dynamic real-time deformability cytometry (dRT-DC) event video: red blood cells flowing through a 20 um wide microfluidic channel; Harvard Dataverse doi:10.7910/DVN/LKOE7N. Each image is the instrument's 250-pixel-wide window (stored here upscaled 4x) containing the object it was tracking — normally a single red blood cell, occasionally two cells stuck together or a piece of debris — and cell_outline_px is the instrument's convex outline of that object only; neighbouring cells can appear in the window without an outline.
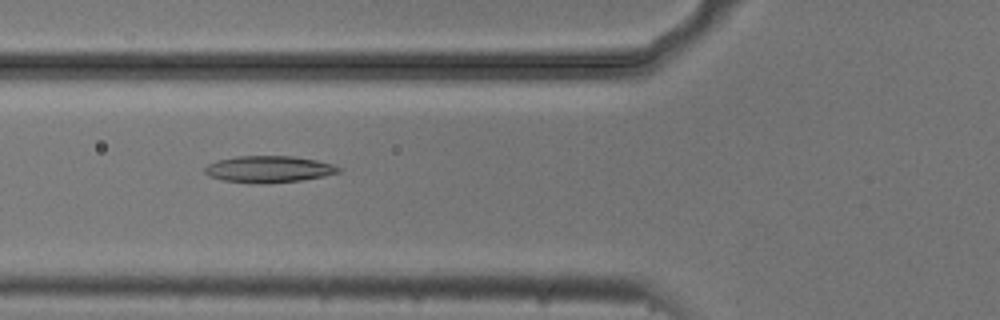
{"species": "common noctule bat (a hibernating species)", "species_latin": "Nyctalus noctula", "temperature_condition": "cold", "stored_images_in_passage": 54, "camera_frame_rate_fps": 3000, "um_per_image_px": 0.085, "animal": {"sex": "male", "body_mass_g": 20.5, "forearm_length_mm": 52.5}, "frame": {"image": 1, "passage_image": 20, "time_ms": 6.333, "image_size_px": [1000, 320], "cell_outline_px": [[340, 172], [324, 176], [300, 180], [260, 184], [224, 180], [208, 176], [204, 172], [204, 168], [208, 164], [216, 160], [236, 156], [292, 156], [316, 160], [336, 164], [340, 168]], "centroid_in_image_um": [22.84, 14.37], "position_along_channel_um": 103.0, "area_um2": 20.81}}
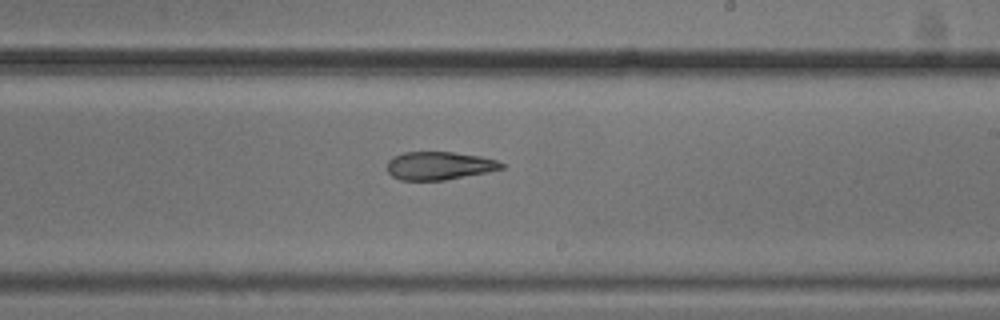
{"frame": {"image": 2, "passage_image": 32, "time_ms": 10.333, "image_size_px": [1000, 320], "cell_outline_px": [[504, 168], [488, 172], [444, 180], [400, 180], [392, 176], [388, 172], [388, 160], [392, 156], [404, 152], [452, 152], [480, 156], [496, 160], [504, 164]], "centroid_in_image_um": [37.32, 14.08], "position_along_channel_um": 251.7, "area_um2": 18.73}}
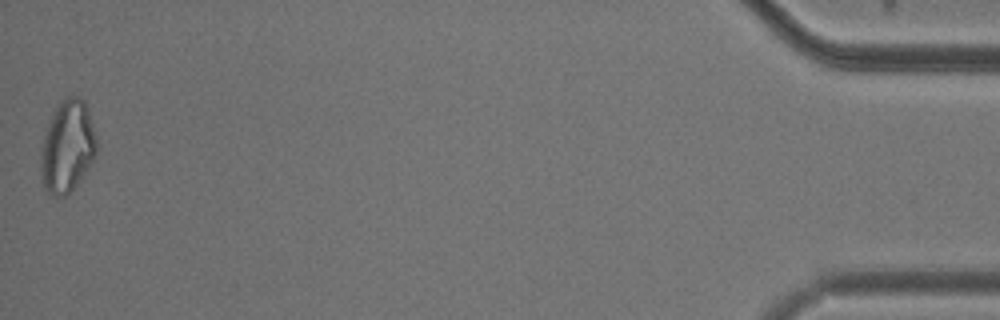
{"frame": {"image": 3, "passage_image": 54, "time_ms": 17.667, "image_size_px": [1000, 320], "cell_outline_px": [[96, 152], [88, 168], [68, 196], [52, 196], [44, 188], [40, 168], [40, 156], [44, 136], [48, 120], [56, 108], [68, 96], [80, 96], [84, 100], [88, 108], [96, 136]], "centroid_in_image_um": [5.72, 12.47], "position_along_channel_um": 429.5, "area_um2": 29.88}, "authors_computed_cell_mechanics": {"area_um2": 22.0218, "velocity_mm_per_s": 3.7072, "shape_relaxation_time_tau1_ms": null, "shape_relaxation_time_tau2_ms": 7.7153, "deformation_change_tau1": null, "deformation_change_tau2": 0.1846}}